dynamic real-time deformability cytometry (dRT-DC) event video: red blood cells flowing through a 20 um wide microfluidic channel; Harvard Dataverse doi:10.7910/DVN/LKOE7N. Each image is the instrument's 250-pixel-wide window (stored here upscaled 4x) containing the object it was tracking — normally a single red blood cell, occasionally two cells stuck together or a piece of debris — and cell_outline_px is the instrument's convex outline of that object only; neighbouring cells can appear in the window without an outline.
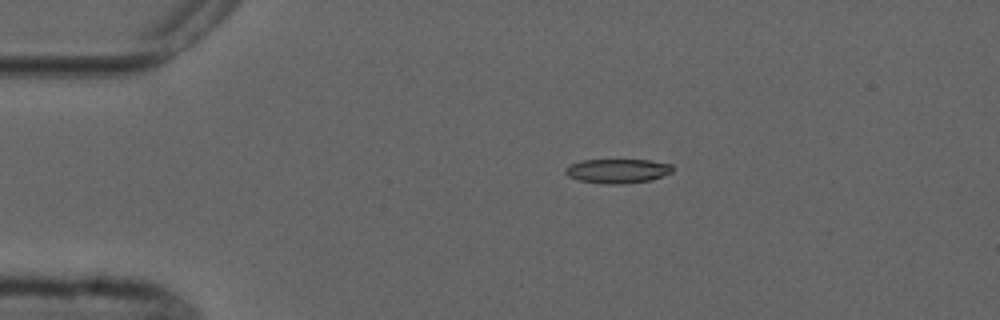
{"species": "common noctule bat (a hibernating species)", "species_latin": "Nyctalus noctula", "temperature_condition": "cold", "stored_images_in_passage": 5, "camera_frame_rate_fps": 3000, "um_per_image_px": 0.085, "animal": {"sex": "male", "forearm_length_mm": 52.5}, "frame": {"image": 1, "passage_image": 2, "time_ms": 1.333, "image_size_px": [1000, 320], "cell_outline_px": [[672, 172], [652, 180], [624, 184], [608, 184], [580, 180], [568, 176], [564, 172], [564, 168], [568, 164], [580, 160], [648, 160], [672, 164]], "centroid_in_image_um": [52.46, 14.53], "position_along_channel_um": 32.5, "area_um2": 15.26}}
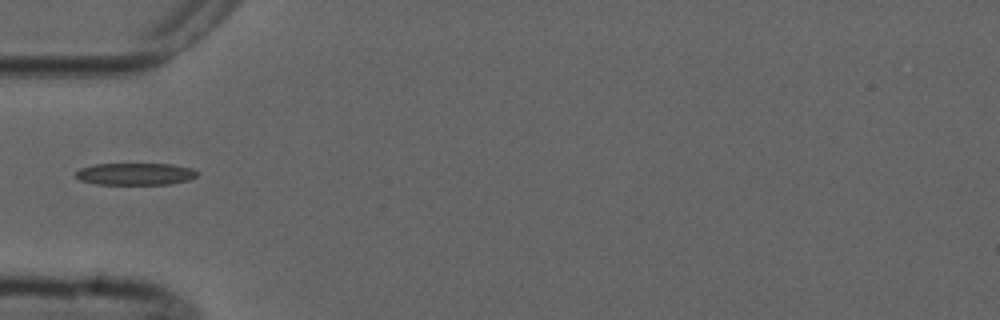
{"frame": {"image": 2, "passage_image": 4, "time_ms": 3.667, "image_size_px": [1000, 320], "cell_outline_px": [[200, 172], [196, 176], [188, 180], [172, 184], [96, 184], [80, 180], [76, 176], [76, 172], [80, 168], [96, 164], [172, 164], [192, 168]], "centroid_in_image_um": [11.54, 14.78], "position_along_channel_um": 73.5, "area_um2": 15.61}}
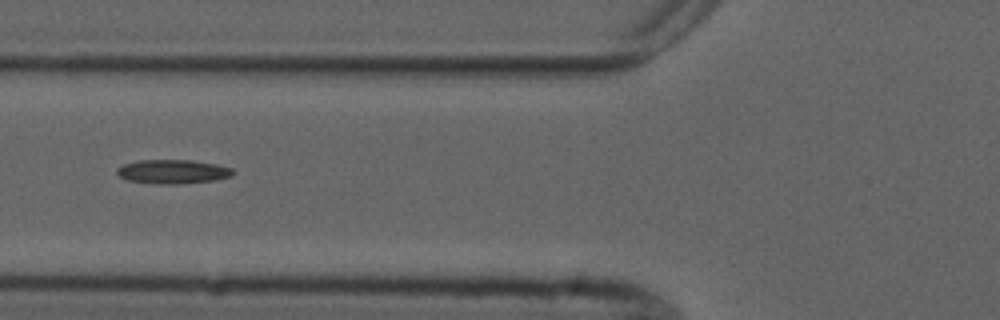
{"frame": {"image": 3, "passage_image": 5, "time_ms": 4.667, "image_size_px": [1000, 320], "cell_outline_px": [[236, 172], [232, 176], [216, 180], [180, 184], [160, 184], [128, 180], [120, 176], [116, 172], [116, 168], [124, 164], [140, 160], [192, 160], [216, 164], [232, 168]], "centroid_in_image_um": [14.73, 14.59], "position_along_channel_um": 111.1, "area_um2": 16.3}}